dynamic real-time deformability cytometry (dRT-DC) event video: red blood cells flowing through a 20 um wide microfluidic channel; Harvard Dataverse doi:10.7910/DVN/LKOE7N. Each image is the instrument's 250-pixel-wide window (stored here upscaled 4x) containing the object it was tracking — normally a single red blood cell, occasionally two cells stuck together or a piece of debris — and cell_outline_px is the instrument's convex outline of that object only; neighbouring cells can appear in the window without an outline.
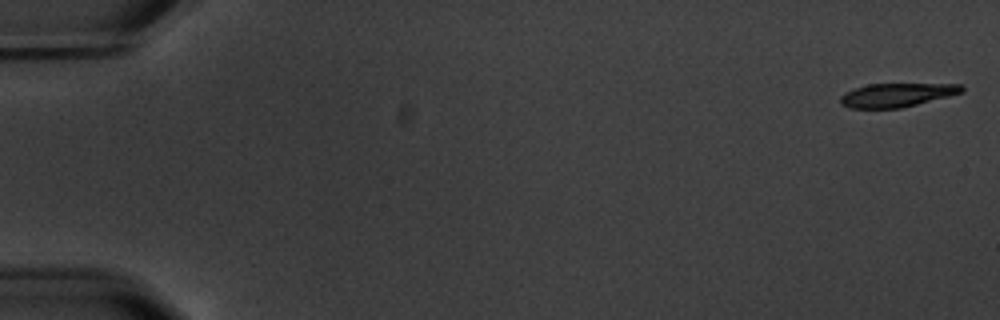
{"species": "common noctule bat (a hibernating species)", "species_latin": "Nyctalus noctula", "temperature_condition": "warm", "stored_images_in_passage": 3, "camera_frame_rate_fps": 3000, "um_per_image_px": 0.085, "animal": {"sex": "male", "body_mass_g": 20.1, "forearm_length_mm": 53.5}, "frame": {"image": 1, "passage_image": 1, "time_ms": 0.0, "image_size_px": [1000, 320], "cell_outline_px": [[964, 92], [900, 108], [848, 108], [840, 104], [840, 96], [844, 92], [868, 84], [960, 84], [964, 88]], "centroid_in_image_um": [76.18, 8.07], "position_along_channel_um": 8.8, "area_um2": 16.65}}